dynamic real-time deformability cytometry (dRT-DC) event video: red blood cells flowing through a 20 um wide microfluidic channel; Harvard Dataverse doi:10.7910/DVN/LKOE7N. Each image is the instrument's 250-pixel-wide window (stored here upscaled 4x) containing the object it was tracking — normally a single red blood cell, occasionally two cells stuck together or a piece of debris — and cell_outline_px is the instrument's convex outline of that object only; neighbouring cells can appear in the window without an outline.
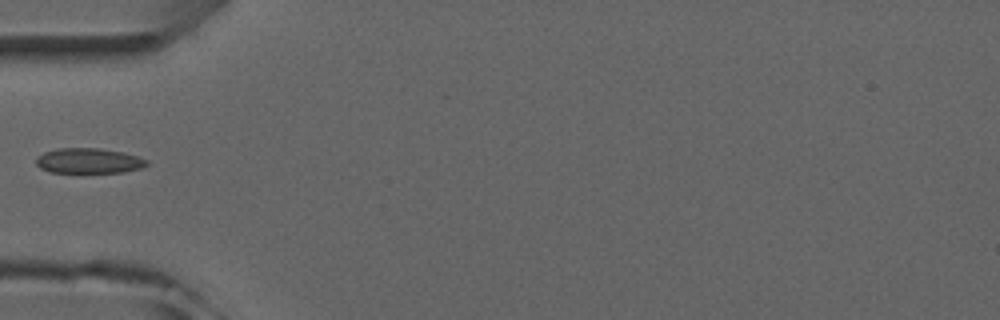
{"species": "common noctule bat (a hibernating species)", "species_latin": "Nyctalus noctula", "temperature_condition": "room temperature", "stored_images_in_passage": 6, "camera_frame_rate_fps": 3000, "um_per_image_px": 0.085, "animal": {"sex": "male", "forearm_length_mm": 52.5}, "frame": {"image": 1, "passage_image": 4, "time_ms": 4.333, "image_size_px": [1000, 320], "cell_outline_px": [[148, 164], [144, 168], [124, 172], [48, 172], [40, 168], [36, 164], [36, 156], [44, 152], [60, 148], [100, 148], [124, 152], [148, 160]], "centroid_in_image_um": [7.55, 13.66], "position_along_channel_um": 77.4, "area_um2": 16.36}}
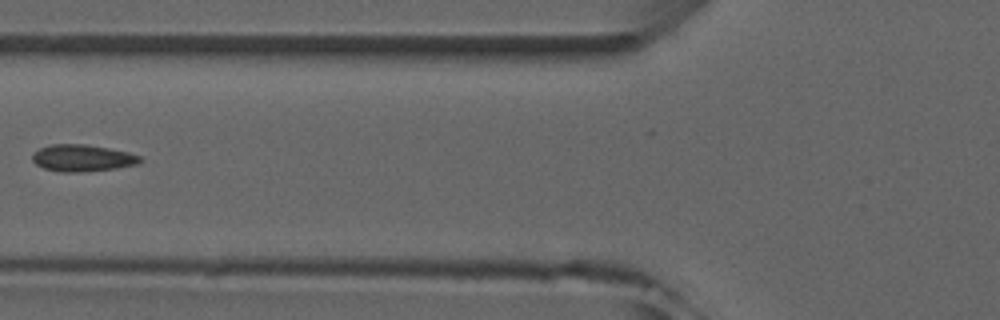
{"frame": {"image": 2, "passage_image": 5, "time_ms": 5.333, "image_size_px": [1000, 320], "cell_outline_px": [[144, 160], [140, 164], [116, 168], [80, 172], [60, 172], [44, 168], [36, 164], [32, 160], [32, 152], [40, 148], [52, 144], [84, 144], [108, 148], [128, 152], [140, 156]], "centroid_in_image_um": [7.01, 13.43], "position_along_channel_um": 118.8, "area_um2": 16.94}}
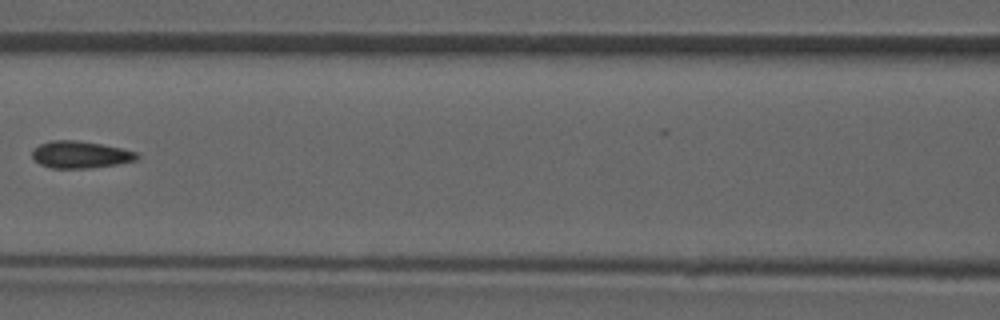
{"frame": {"image": 3, "passage_image": 6, "time_ms": 6.333, "image_size_px": [1000, 320], "cell_outline_px": [[140, 156], [136, 160], [116, 164], [88, 168], [52, 168], [40, 164], [32, 160], [32, 148], [40, 144], [52, 140], [76, 140], [124, 148], [136, 152]], "centroid_in_image_um": [6.8, 13.14], "position_along_channel_um": 159.8, "area_um2": 16.59}}